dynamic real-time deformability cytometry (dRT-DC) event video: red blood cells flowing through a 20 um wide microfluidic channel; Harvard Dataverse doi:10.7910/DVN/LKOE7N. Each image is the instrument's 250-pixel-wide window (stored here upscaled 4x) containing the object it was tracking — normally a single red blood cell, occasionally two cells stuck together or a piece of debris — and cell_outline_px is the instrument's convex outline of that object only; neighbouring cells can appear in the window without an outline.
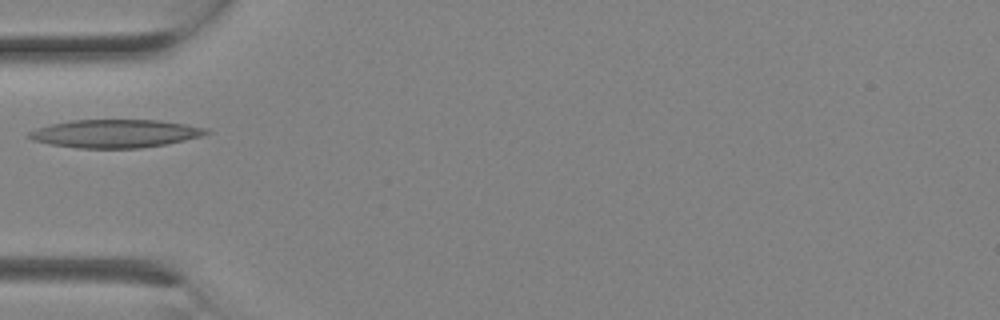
{"species": "Egyptian fruit bat (a non-hibernating species)", "species_latin": "Rousettus aegyptiacus", "temperature_condition": "room temperature", "stored_images_in_passage": 2, "camera_frame_rate_fps": 3000, "um_per_image_px": 0.085, "animal": {"sex": "female"}, "frame": {"image": 1, "passage_image": 2, "time_ms": 0.333, "image_size_px": [1000, 320], "cell_outline_px": [[212, 132], [200, 136], [168, 144], [140, 148], [76, 148], [52, 144], [32, 140], [28, 136], [28, 132], [36, 128], [52, 124], [72, 120], [160, 120], [208, 128]], "centroid_in_image_um": [9.81, 11.35], "position_along_channel_um": 75.2, "area_um2": 29.02}}